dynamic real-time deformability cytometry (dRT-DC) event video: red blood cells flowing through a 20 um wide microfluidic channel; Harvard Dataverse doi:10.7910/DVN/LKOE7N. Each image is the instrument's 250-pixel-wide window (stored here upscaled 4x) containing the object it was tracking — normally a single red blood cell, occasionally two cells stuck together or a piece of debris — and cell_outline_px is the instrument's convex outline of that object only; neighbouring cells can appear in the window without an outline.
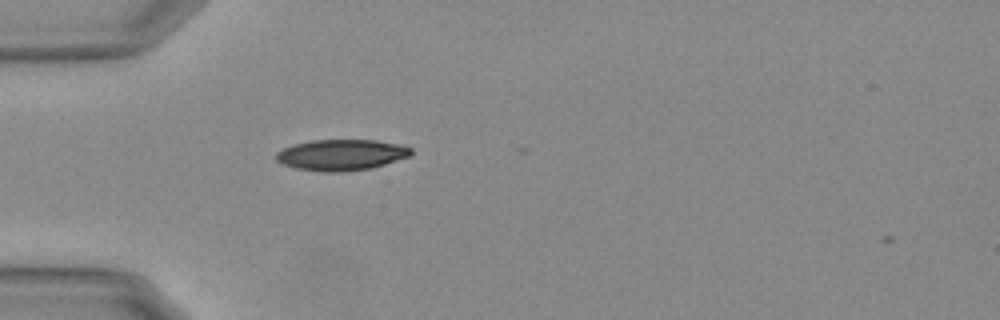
{"species": "Egyptian fruit bat (a non-hibernating species)", "species_latin": "Rousettus aegyptiacus", "temperature_condition": "warm", "stored_images_in_passage": 2, "camera_frame_rate_fps": 3000, "um_per_image_px": 0.085, "animal": {"sex": "female"}, "frame": {"image": 1, "passage_image": 1, "time_ms": 0.0, "image_size_px": [1000, 320], "cell_outline_px": [[412, 152], [408, 156], [372, 168], [344, 172], [324, 172], [296, 168], [284, 164], [276, 160], [276, 152], [284, 148], [296, 144], [312, 140], [376, 140], [396, 144], [412, 148]], "centroid_in_image_um": [28.99, 13.17], "position_along_channel_um": 56.0, "area_um2": 24.1}}